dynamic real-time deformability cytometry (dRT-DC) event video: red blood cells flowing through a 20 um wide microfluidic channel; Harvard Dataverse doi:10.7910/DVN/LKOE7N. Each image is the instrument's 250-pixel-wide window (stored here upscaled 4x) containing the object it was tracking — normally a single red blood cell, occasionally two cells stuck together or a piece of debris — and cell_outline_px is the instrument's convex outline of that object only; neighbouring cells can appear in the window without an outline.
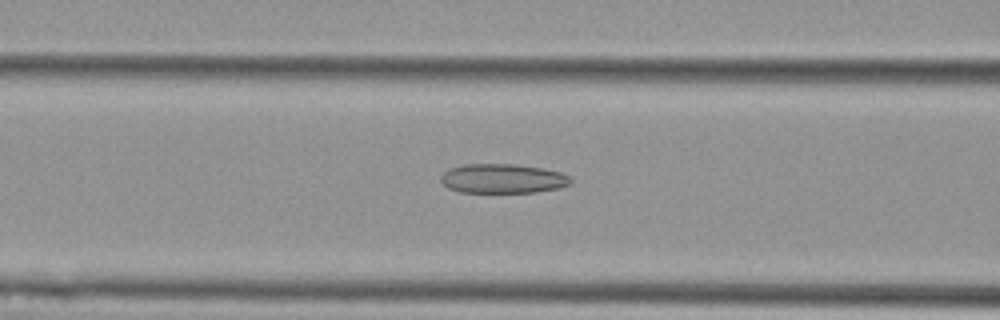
{"species": "Egyptian fruit bat (a non-hibernating species)", "species_latin": "Rousettus aegyptiacus", "temperature_condition": "cold", "stored_images_in_passage": 53, "camera_frame_rate_fps": 3000, "um_per_image_px": 0.085, "animal": {"sex": "female"}, "frame": {"image": 1, "passage_image": 22, "time_ms": 7.0, "image_size_px": [1000, 320], "cell_outline_px": [[572, 180], [568, 184], [560, 188], [536, 192], [460, 192], [448, 188], [440, 180], [440, 176], [448, 168], [464, 164], [516, 164], [544, 168], [560, 172], [568, 176]], "centroid_in_image_um": [42.71, 15.17], "position_along_channel_um": 123.9, "area_um2": 22.31}}
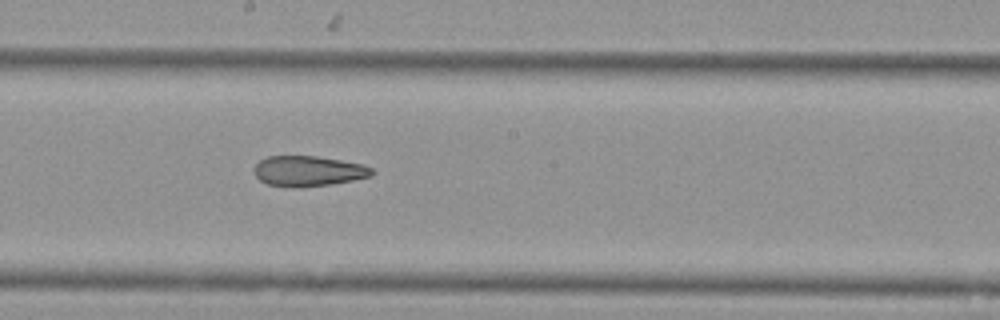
{"frame": {"image": 2, "passage_image": 30, "time_ms": 9.667, "image_size_px": [1000, 320], "cell_outline_px": [[376, 172], [372, 176], [352, 180], [328, 184], [292, 188], [268, 184], [260, 180], [256, 176], [252, 168], [260, 160], [268, 156], [316, 156], [364, 164], [372, 168]], "centroid_in_image_um": [26.2, 14.53], "position_along_channel_um": 222.0, "area_um2": 20.87}}
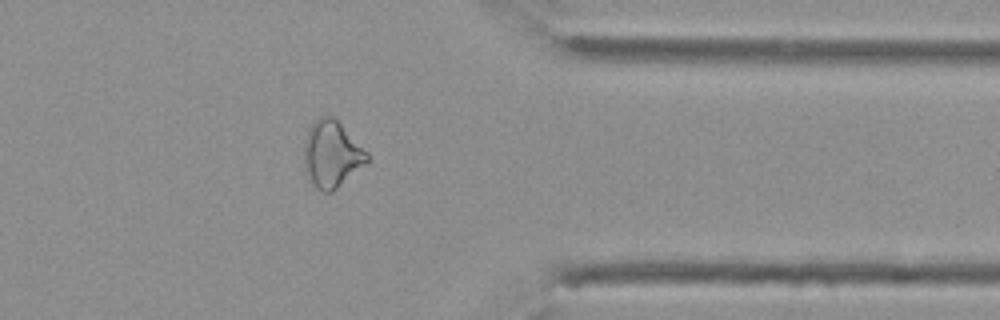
{"frame": {"image": 3, "passage_image": 44, "time_ms": 14.333, "image_size_px": [1000, 320], "cell_outline_px": [[368, 160], [364, 164], [332, 192], [324, 192], [316, 188], [304, 168], [304, 140], [312, 124], [320, 116], [332, 116], [368, 152]], "centroid_in_image_um": [28.17, 13.1], "position_along_channel_um": 383.2, "area_um2": 23.87}, "authors_computed_cell_mechanics": {"area_um2": 25.0852, "velocity_mm_per_s": 3.6887, "shape_relaxation_time_tau1_ms": null, "shape_relaxation_time_tau2_ms": 4.7299, "deformation_change_tau1": null, "deformation_change_tau2": 0.1444}}